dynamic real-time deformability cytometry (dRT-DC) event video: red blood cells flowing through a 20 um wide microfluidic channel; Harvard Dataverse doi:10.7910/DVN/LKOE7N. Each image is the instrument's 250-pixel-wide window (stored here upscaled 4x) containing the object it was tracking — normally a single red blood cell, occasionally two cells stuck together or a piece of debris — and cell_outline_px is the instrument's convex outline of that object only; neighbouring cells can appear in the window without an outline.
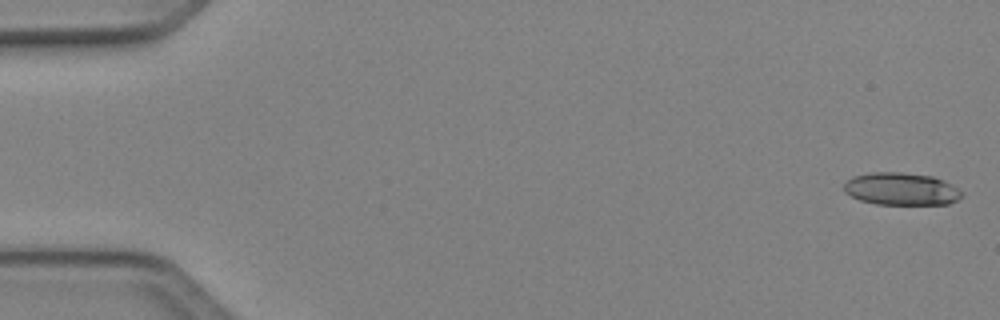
{"species": "Egyptian fruit bat (a non-hibernating species)", "species_latin": "Rousettus aegyptiacus", "temperature_condition": "cold", "stored_images_in_passage": 50, "camera_frame_rate_fps": 3000, "um_per_image_px": 0.085, "animal": {"sex": "female"}, "frame": {"image": 1, "passage_image": 1, "time_ms": 0.0, "image_size_px": [1000, 320], "cell_outline_px": [[964, 192], [956, 200], [948, 204], [876, 204], [860, 200], [844, 192], [844, 184], [852, 176], [872, 172], [900, 172], [932, 176], [944, 180], [952, 184]], "centroid_in_image_um": [76.61, 16.05], "position_along_channel_um": 8.4, "area_um2": 22.31}}
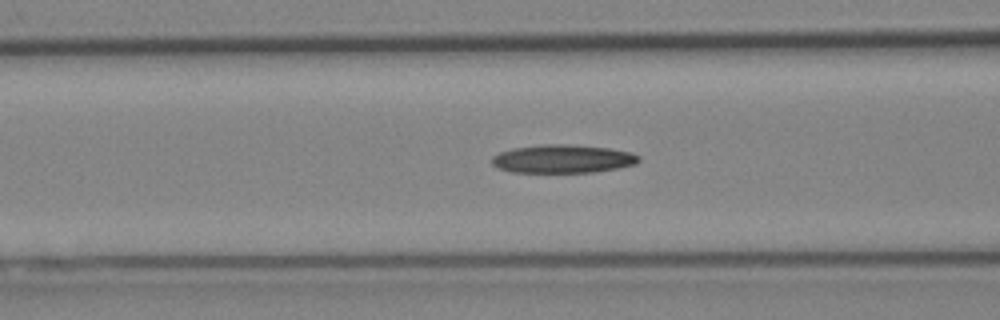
{"frame": {"image": 2, "passage_image": 20, "time_ms": 6.333, "image_size_px": [1000, 320], "cell_outline_px": [[640, 160], [636, 164], [616, 168], [592, 172], [512, 172], [500, 168], [492, 164], [492, 156], [500, 152], [512, 148], [544, 144], [568, 144], [608, 148], [632, 152], [640, 156]], "centroid_in_image_um": [47.84, 13.49], "position_along_channel_um": 118.8, "area_um2": 24.16}}
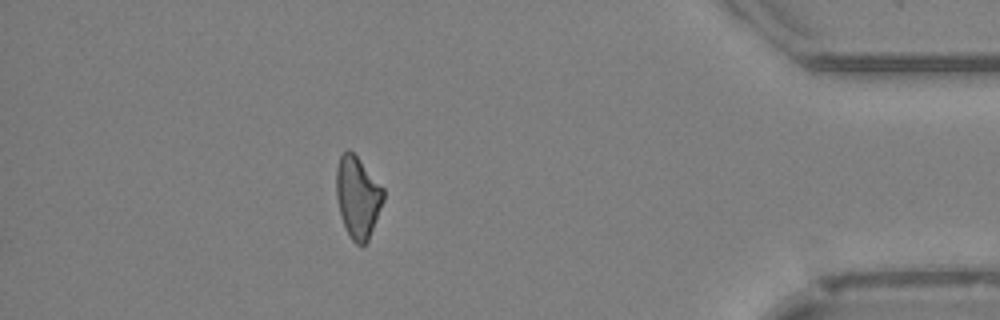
{"frame": {"image": 3, "passage_image": 44, "time_ms": 14.333, "image_size_px": [1000, 320], "cell_outline_px": [[384, 200], [368, 240], [364, 244], [356, 244], [352, 240], [344, 224], [340, 212], [336, 196], [336, 168], [340, 156], [348, 148], [356, 156], [384, 188]], "centroid_in_image_um": [30.4, 16.73], "position_along_channel_um": 404.8, "area_um2": 22.08}, "authors_computed_cell_mechanics": {"area_um2": 23.0333, "velocity_mm_per_s": 4.1133, "shape_relaxation_time_tau1_ms": 6.3445, "shape_relaxation_time_tau2_ms": null, "deformation_change_tau1": 0.1697, "deformation_change_tau2": null}}